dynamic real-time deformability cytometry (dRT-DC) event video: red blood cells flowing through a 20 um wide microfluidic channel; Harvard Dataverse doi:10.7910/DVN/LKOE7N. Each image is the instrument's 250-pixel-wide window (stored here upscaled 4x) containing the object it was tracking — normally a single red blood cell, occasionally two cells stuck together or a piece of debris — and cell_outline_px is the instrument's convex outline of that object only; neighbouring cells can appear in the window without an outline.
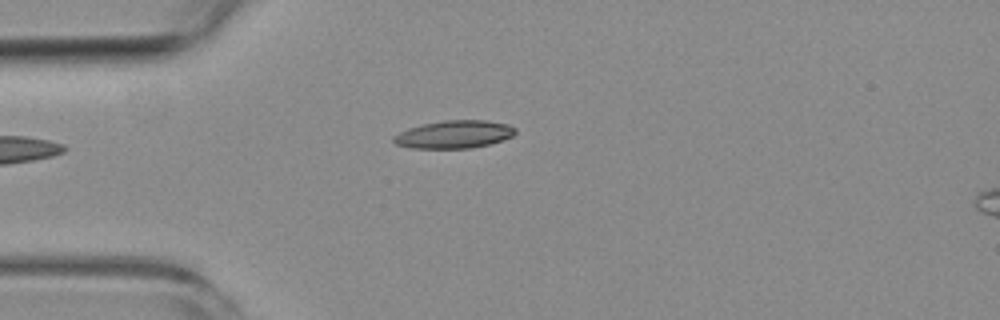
{"species": "common noctule bat (a hibernating species)", "species_latin": "Nyctalus noctula", "temperature_condition": "room temperature", "stored_images_in_passage": 5, "camera_frame_rate_fps": 3000, "um_per_image_px": 0.085, "animal": {"sex": "female", "body_mass_g": 19.3, "forearm_length_mm": 54.1}, "frame": {"image": 1, "passage_image": 4, "time_ms": 3.667, "image_size_px": [1000, 320], "cell_outline_px": [[516, 132], [512, 136], [504, 140], [472, 148], [408, 148], [396, 144], [392, 140], [392, 136], [408, 128], [424, 124], [444, 120], [484, 120], [508, 124], [516, 128]], "centroid_in_image_um": [38.6, 11.42], "position_along_channel_um": 46.4, "area_um2": 19.77}}